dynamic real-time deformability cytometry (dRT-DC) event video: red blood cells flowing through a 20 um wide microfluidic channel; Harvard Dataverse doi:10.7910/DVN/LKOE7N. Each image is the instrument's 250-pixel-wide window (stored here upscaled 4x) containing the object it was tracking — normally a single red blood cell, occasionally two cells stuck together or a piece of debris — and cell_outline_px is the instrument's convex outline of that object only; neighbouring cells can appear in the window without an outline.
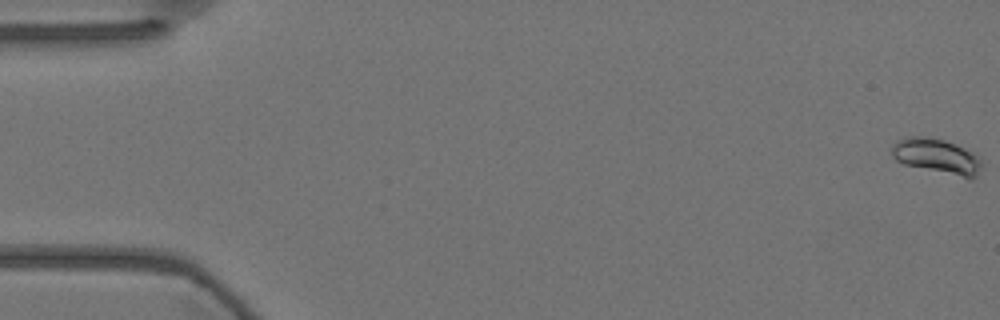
{"species": "Egyptian fruit bat (a non-hibernating species)", "species_latin": "Rousettus aegyptiacus", "temperature_condition": "warm", "stored_images_in_passage": 59, "camera_frame_rate_fps": 3000, "um_per_image_px": 0.085, "animal": {"sex": "female"}, "frame": {"image": 1, "passage_image": 1, "time_ms": 0.0, "image_size_px": [1000, 320], "cell_outline_px": [[984, 164], [976, 176], [972, 180], [968, 180], [904, 164], [896, 160], [892, 156], [892, 144], [896, 140], [908, 136], [924, 136], [944, 140], [956, 144], [976, 152]], "centroid_in_image_um": [79.69, 13.3], "position_along_channel_um": 5.3, "area_um2": 19.07}}
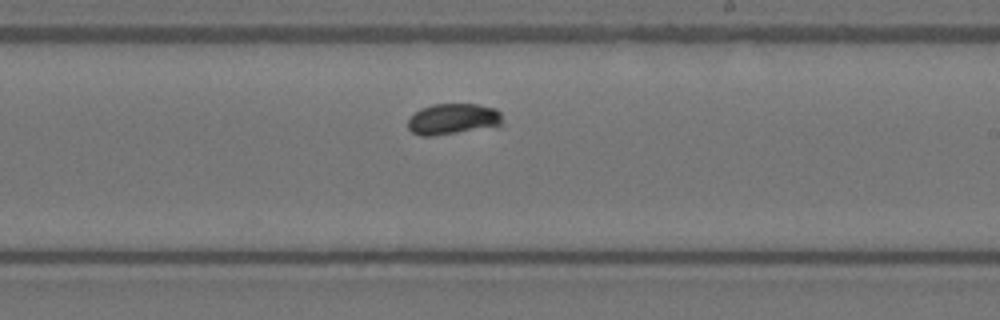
{"frame": {"image": 2, "passage_image": 35, "time_ms": 11.333, "image_size_px": [1000, 320], "cell_outline_px": [[504, 124], [432, 136], [420, 136], [412, 132], [408, 128], [408, 120], [420, 108], [432, 104], [476, 104], [496, 108], [500, 112]], "centroid_in_image_um": [38.48, 10.1], "position_along_channel_um": 250.5, "area_um2": 16.88}}
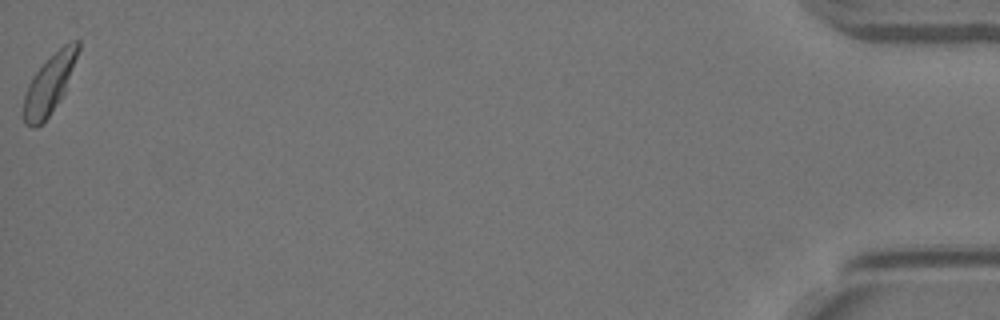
{"frame": {"image": 3, "passage_image": 59, "time_ms": 19.333, "image_size_px": [1000, 320], "cell_outline_px": [[80, 48], [64, 92], [48, 116], [36, 128], [32, 128], [24, 124], [24, 96], [28, 84], [36, 72], [64, 44], [72, 40], [80, 40]], "centroid_in_image_um": [4.2, 7.16], "position_along_channel_um": 431.0, "area_um2": 18.09}, "authors_computed_cell_mechanics": {"area_um2": 17.2244, "velocity_mm_per_s": 3.4922, "shape_relaxation_time_tau1_ms": 2.5773, "shape_relaxation_time_tau2_ms": null, "deformation_change_tau1": 0.1407, "deformation_change_tau2": null}}